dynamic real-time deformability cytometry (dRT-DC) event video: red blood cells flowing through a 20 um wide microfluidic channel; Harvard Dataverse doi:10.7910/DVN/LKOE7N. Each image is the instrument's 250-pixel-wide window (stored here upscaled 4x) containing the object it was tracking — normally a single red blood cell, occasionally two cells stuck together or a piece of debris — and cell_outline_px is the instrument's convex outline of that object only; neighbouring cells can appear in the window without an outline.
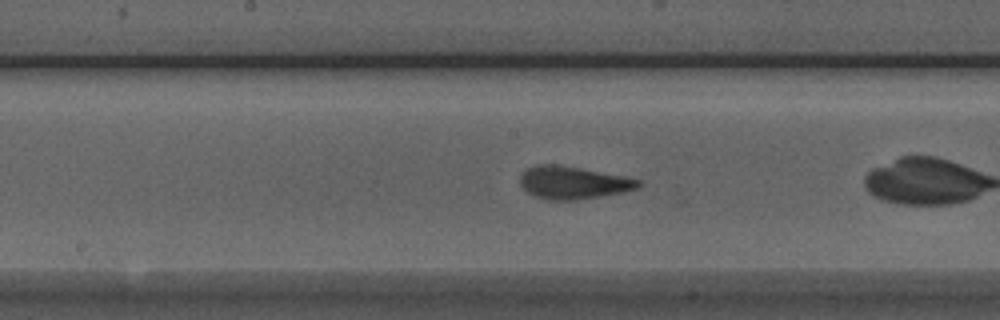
{"species": "Egyptian fruit bat (a non-hibernating species)", "species_latin": "Rousettus aegyptiacus", "temperature_condition": "room temperature", "stored_images_in_passage": 37, "camera_frame_rate_fps": 3000, "um_per_image_px": 0.085, "animal": {"sex": "male"}, "frame": {"image": 1, "passage_image": 11, "time_ms": 3.333, "image_size_px": [1000, 320], "cell_outline_px": [[644, 184], [640, 188], [624, 192], [576, 200], [548, 200], [536, 196], [528, 192], [520, 184], [520, 176], [528, 168], [536, 164], [556, 164], [580, 168], [624, 176], [640, 180]], "centroid_in_image_um": [48.75, 15.52], "position_along_channel_um": 199.4, "area_um2": 22.48}}